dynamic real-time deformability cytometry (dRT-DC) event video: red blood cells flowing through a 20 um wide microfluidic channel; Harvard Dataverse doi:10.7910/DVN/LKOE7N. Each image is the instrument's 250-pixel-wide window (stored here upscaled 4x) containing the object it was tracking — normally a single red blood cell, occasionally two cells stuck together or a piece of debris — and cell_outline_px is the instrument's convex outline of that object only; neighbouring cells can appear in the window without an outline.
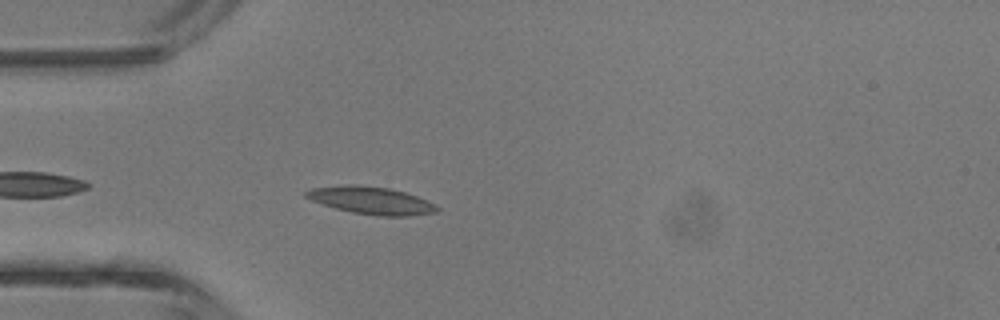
{"species": "common noctule bat (a hibernating species)", "species_latin": "Nyctalus noctula", "temperature_condition": "room temperature", "stored_images_in_passage": 3, "camera_frame_rate_fps": 3000, "um_per_image_px": 0.085, "animal": {"sex": "male", "body_mass_g": 13.3}, "frame": {"image": 1, "passage_image": 3, "time_ms": 2.333, "image_size_px": [1000, 320], "cell_outline_px": [[440, 208], [436, 212], [408, 216], [380, 216], [352, 212], [336, 208], [312, 200], [304, 196], [304, 192], [312, 188], [348, 184], [360, 184], [388, 188], [404, 192], [416, 196]], "centroid_in_image_um": [31.52, 17.03], "position_along_channel_um": 53.5, "area_um2": 20.69}}